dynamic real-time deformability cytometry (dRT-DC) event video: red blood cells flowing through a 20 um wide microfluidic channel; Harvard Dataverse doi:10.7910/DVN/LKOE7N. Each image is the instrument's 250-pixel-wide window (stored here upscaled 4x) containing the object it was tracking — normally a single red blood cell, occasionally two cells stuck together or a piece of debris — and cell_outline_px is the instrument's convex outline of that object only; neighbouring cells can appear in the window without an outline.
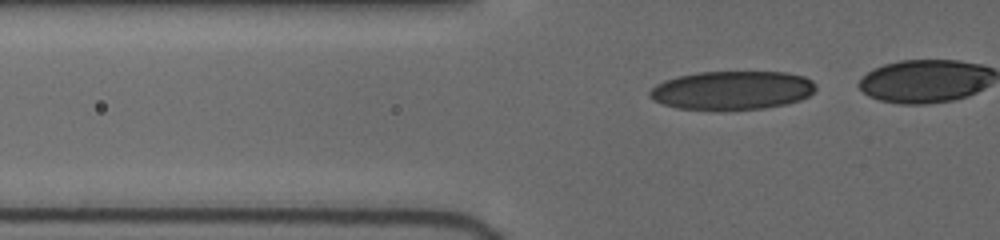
{"species": "human", "species_latin": "Homo sapiens", "temperature_condition": "cold", "stored_images_in_passage": 5, "camera_frame_rate_fps": 3000, "um_per_image_px": 0.085, "donor": {"sex": "female"}, "frame": {"image": 1, "passage_image": 4, "time_ms": 1.333, "image_size_px": [1000, 240], "cell_outline_px": [[816, 88], [808, 96], [800, 100], [784, 104], [764, 108], [724, 112], [676, 108], [664, 104], [648, 96], [648, 92], [656, 84], [664, 80], [676, 76], [696, 72], [788, 72], [804, 76], [812, 80], [816, 84]], "centroid_in_image_um": [62.21, 7.69], "position_along_channel_um": 63.6, "area_um2": 38.21}}